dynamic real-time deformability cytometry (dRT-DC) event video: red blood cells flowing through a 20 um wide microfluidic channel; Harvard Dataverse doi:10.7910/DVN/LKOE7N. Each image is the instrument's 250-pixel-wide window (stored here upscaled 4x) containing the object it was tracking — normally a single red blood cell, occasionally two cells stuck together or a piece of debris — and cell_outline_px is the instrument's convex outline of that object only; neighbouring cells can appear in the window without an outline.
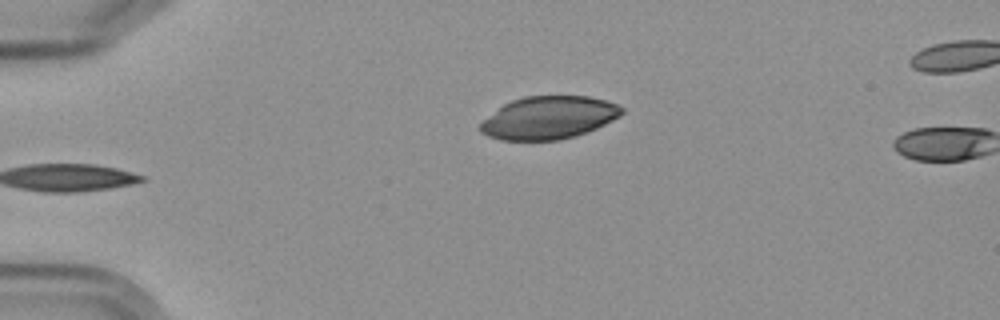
{"species": "Egyptian fruit bat (a non-hibernating species)", "species_latin": "Rousettus aegyptiacus", "temperature_condition": "cold", "stored_images_in_passage": 5, "camera_frame_rate_fps": 3000, "um_per_image_px": 0.085, "frame": {"image": 1, "passage_image": 5, "time_ms": 4.667, "image_size_px": [1000, 320], "cell_outline_px": [[624, 112], [620, 116], [588, 132], [576, 136], [560, 140], [500, 140], [488, 136], [480, 132], [480, 124], [484, 120], [504, 104], [512, 100], [524, 96], [588, 96], [604, 100], [616, 104], [624, 108]], "centroid_in_image_um": [46.66, 10.01], "position_along_channel_um": 38.3, "area_um2": 35.14}}